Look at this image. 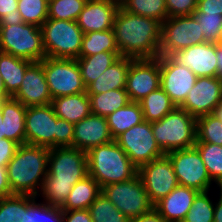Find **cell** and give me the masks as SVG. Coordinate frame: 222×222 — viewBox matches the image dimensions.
Wrapping results in <instances>:
<instances>
[{"instance_id": "52a82bcc", "label": "cell", "mask_w": 222, "mask_h": 222, "mask_svg": "<svg viewBox=\"0 0 222 222\" xmlns=\"http://www.w3.org/2000/svg\"><path fill=\"white\" fill-rule=\"evenodd\" d=\"M0 51L31 62L45 57L42 29L34 24L0 25Z\"/></svg>"}, {"instance_id": "816d5d0a", "label": "cell", "mask_w": 222, "mask_h": 222, "mask_svg": "<svg viewBox=\"0 0 222 222\" xmlns=\"http://www.w3.org/2000/svg\"><path fill=\"white\" fill-rule=\"evenodd\" d=\"M215 195L217 196V198L215 199L213 222H222V195L218 192Z\"/></svg>"}, {"instance_id": "5b68a950", "label": "cell", "mask_w": 222, "mask_h": 222, "mask_svg": "<svg viewBox=\"0 0 222 222\" xmlns=\"http://www.w3.org/2000/svg\"><path fill=\"white\" fill-rule=\"evenodd\" d=\"M157 145L167 154L194 147L197 141V118L186 110L175 107L159 121L151 122Z\"/></svg>"}, {"instance_id": "f546056e", "label": "cell", "mask_w": 222, "mask_h": 222, "mask_svg": "<svg viewBox=\"0 0 222 222\" xmlns=\"http://www.w3.org/2000/svg\"><path fill=\"white\" fill-rule=\"evenodd\" d=\"M23 222H64L63 210L41 201L38 197L24 195Z\"/></svg>"}, {"instance_id": "b9f144b4", "label": "cell", "mask_w": 222, "mask_h": 222, "mask_svg": "<svg viewBox=\"0 0 222 222\" xmlns=\"http://www.w3.org/2000/svg\"><path fill=\"white\" fill-rule=\"evenodd\" d=\"M193 16L200 23V28L204 34L205 42L215 44L219 43L222 15L199 13L196 10L193 13Z\"/></svg>"}, {"instance_id": "681fc988", "label": "cell", "mask_w": 222, "mask_h": 222, "mask_svg": "<svg viewBox=\"0 0 222 222\" xmlns=\"http://www.w3.org/2000/svg\"><path fill=\"white\" fill-rule=\"evenodd\" d=\"M11 195L13 194L8 182L7 168L0 166V199Z\"/></svg>"}, {"instance_id": "91938a15", "label": "cell", "mask_w": 222, "mask_h": 222, "mask_svg": "<svg viewBox=\"0 0 222 222\" xmlns=\"http://www.w3.org/2000/svg\"><path fill=\"white\" fill-rule=\"evenodd\" d=\"M219 43H222V25H221V29H220V40Z\"/></svg>"}, {"instance_id": "7dc6e473", "label": "cell", "mask_w": 222, "mask_h": 222, "mask_svg": "<svg viewBox=\"0 0 222 222\" xmlns=\"http://www.w3.org/2000/svg\"><path fill=\"white\" fill-rule=\"evenodd\" d=\"M197 11L199 13L222 15V0H198Z\"/></svg>"}, {"instance_id": "2e32d148", "label": "cell", "mask_w": 222, "mask_h": 222, "mask_svg": "<svg viewBox=\"0 0 222 222\" xmlns=\"http://www.w3.org/2000/svg\"><path fill=\"white\" fill-rule=\"evenodd\" d=\"M192 70L176 63L170 56L160 55V87L179 107L197 81Z\"/></svg>"}, {"instance_id": "484cf974", "label": "cell", "mask_w": 222, "mask_h": 222, "mask_svg": "<svg viewBox=\"0 0 222 222\" xmlns=\"http://www.w3.org/2000/svg\"><path fill=\"white\" fill-rule=\"evenodd\" d=\"M32 62L0 51V74L5 90L12 97L21 86L26 69Z\"/></svg>"}, {"instance_id": "c3c4849f", "label": "cell", "mask_w": 222, "mask_h": 222, "mask_svg": "<svg viewBox=\"0 0 222 222\" xmlns=\"http://www.w3.org/2000/svg\"><path fill=\"white\" fill-rule=\"evenodd\" d=\"M64 222H93L88 209L63 210Z\"/></svg>"}, {"instance_id": "7bdbcfd3", "label": "cell", "mask_w": 222, "mask_h": 222, "mask_svg": "<svg viewBox=\"0 0 222 222\" xmlns=\"http://www.w3.org/2000/svg\"><path fill=\"white\" fill-rule=\"evenodd\" d=\"M23 22L18 11V0H0V25H17Z\"/></svg>"}, {"instance_id": "1f68e13d", "label": "cell", "mask_w": 222, "mask_h": 222, "mask_svg": "<svg viewBox=\"0 0 222 222\" xmlns=\"http://www.w3.org/2000/svg\"><path fill=\"white\" fill-rule=\"evenodd\" d=\"M139 104L143 112V118L148 122L161 120L176 107L161 87L143 98Z\"/></svg>"}, {"instance_id": "3957f363", "label": "cell", "mask_w": 222, "mask_h": 222, "mask_svg": "<svg viewBox=\"0 0 222 222\" xmlns=\"http://www.w3.org/2000/svg\"><path fill=\"white\" fill-rule=\"evenodd\" d=\"M49 153L45 146H18L6 167L12 194L38 196L47 175Z\"/></svg>"}, {"instance_id": "60d3db41", "label": "cell", "mask_w": 222, "mask_h": 222, "mask_svg": "<svg viewBox=\"0 0 222 222\" xmlns=\"http://www.w3.org/2000/svg\"><path fill=\"white\" fill-rule=\"evenodd\" d=\"M24 195L13 194L0 199V222H23Z\"/></svg>"}, {"instance_id": "f5cc1de1", "label": "cell", "mask_w": 222, "mask_h": 222, "mask_svg": "<svg viewBox=\"0 0 222 222\" xmlns=\"http://www.w3.org/2000/svg\"><path fill=\"white\" fill-rule=\"evenodd\" d=\"M217 77L222 75V43H216Z\"/></svg>"}, {"instance_id": "9f6ffc18", "label": "cell", "mask_w": 222, "mask_h": 222, "mask_svg": "<svg viewBox=\"0 0 222 222\" xmlns=\"http://www.w3.org/2000/svg\"><path fill=\"white\" fill-rule=\"evenodd\" d=\"M5 138L4 128H3V118H2V111L0 109V139Z\"/></svg>"}, {"instance_id": "6125c7cd", "label": "cell", "mask_w": 222, "mask_h": 222, "mask_svg": "<svg viewBox=\"0 0 222 222\" xmlns=\"http://www.w3.org/2000/svg\"><path fill=\"white\" fill-rule=\"evenodd\" d=\"M114 1H116L117 3H122L123 2V0H114Z\"/></svg>"}, {"instance_id": "680465c9", "label": "cell", "mask_w": 222, "mask_h": 222, "mask_svg": "<svg viewBox=\"0 0 222 222\" xmlns=\"http://www.w3.org/2000/svg\"><path fill=\"white\" fill-rule=\"evenodd\" d=\"M216 187H218L216 188L217 189L216 192H219V194L222 195V181L219 184H217Z\"/></svg>"}, {"instance_id": "8d00e7d4", "label": "cell", "mask_w": 222, "mask_h": 222, "mask_svg": "<svg viewBox=\"0 0 222 222\" xmlns=\"http://www.w3.org/2000/svg\"><path fill=\"white\" fill-rule=\"evenodd\" d=\"M93 222H130L102 193L88 208Z\"/></svg>"}, {"instance_id": "83f0119b", "label": "cell", "mask_w": 222, "mask_h": 222, "mask_svg": "<svg viewBox=\"0 0 222 222\" xmlns=\"http://www.w3.org/2000/svg\"><path fill=\"white\" fill-rule=\"evenodd\" d=\"M120 57L119 52L105 51L92 56H79L76 60L86 88Z\"/></svg>"}, {"instance_id": "f35d334b", "label": "cell", "mask_w": 222, "mask_h": 222, "mask_svg": "<svg viewBox=\"0 0 222 222\" xmlns=\"http://www.w3.org/2000/svg\"><path fill=\"white\" fill-rule=\"evenodd\" d=\"M197 141L222 146V122L212 114L197 118Z\"/></svg>"}, {"instance_id": "11a10c76", "label": "cell", "mask_w": 222, "mask_h": 222, "mask_svg": "<svg viewBox=\"0 0 222 222\" xmlns=\"http://www.w3.org/2000/svg\"><path fill=\"white\" fill-rule=\"evenodd\" d=\"M0 96H10L5 90V85L3 78L1 77V74H0Z\"/></svg>"}, {"instance_id": "e575fe53", "label": "cell", "mask_w": 222, "mask_h": 222, "mask_svg": "<svg viewBox=\"0 0 222 222\" xmlns=\"http://www.w3.org/2000/svg\"><path fill=\"white\" fill-rule=\"evenodd\" d=\"M194 147L207 168L212 182L217 185L222 181V146L207 142H196Z\"/></svg>"}, {"instance_id": "44dd1931", "label": "cell", "mask_w": 222, "mask_h": 222, "mask_svg": "<svg viewBox=\"0 0 222 222\" xmlns=\"http://www.w3.org/2000/svg\"><path fill=\"white\" fill-rule=\"evenodd\" d=\"M107 119L90 114L80 122L74 124L73 147L88 151L89 149L112 142Z\"/></svg>"}, {"instance_id": "7a4b0ae2", "label": "cell", "mask_w": 222, "mask_h": 222, "mask_svg": "<svg viewBox=\"0 0 222 222\" xmlns=\"http://www.w3.org/2000/svg\"><path fill=\"white\" fill-rule=\"evenodd\" d=\"M120 56L152 59L160 56L162 23L123 9L117 11L113 24Z\"/></svg>"}, {"instance_id": "5bb4252c", "label": "cell", "mask_w": 222, "mask_h": 222, "mask_svg": "<svg viewBox=\"0 0 222 222\" xmlns=\"http://www.w3.org/2000/svg\"><path fill=\"white\" fill-rule=\"evenodd\" d=\"M25 135L28 145L55 147V135H58V116L51 104L27 107Z\"/></svg>"}, {"instance_id": "603a6c76", "label": "cell", "mask_w": 222, "mask_h": 222, "mask_svg": "<svg viewBox=\"0 0 222 222\" xmlns=\"http://www.w3.org/2000/svg\"><path fill=\"white\" fill-rule=\"evenodd\" d=\"M132 60L133 58L121 56L86 88V93L101 94L110 90L125 89Z\"/></svg>"}, {"instance_id": "cb8c5ba5", "label": "cell", "mask_w": 222, "mask_h": 222, "mask_svg": "<svg viewBox=\"0 0 222 222\" xmlns=\"http://www.w3.org/2000/svg\"><path fill=\"white\" fill-rule=\"evenodd\" d=\"M5 138L18 145L26 144L25 115L27 107L12 97L1 107Z\"/></svg>"}, {"instance_id": "7402d4cb", "label": "cell", "mask_w": 222, "mask_h": 222, "mask_svg": "<svg viewBox=\"0 0 222 222\" xmlns=\"http://www.w3.org/2000/svg\"><path fill=\"white\" fill-rule=\"evenodd\" d=\"M198 193L195 189L178 185L166 197L156 203L153 208L167 222H182Z\"/></svg>"}, {"instance_id": "f1b7e54d", "label": "cell", "mask_w": 222, "mask_h": 222, "mask_svg": "<svg viewBox=\"0 0 222 222\" xmlns=\"http://www.w3.org/2000/svg\"><path fill=\"white\" fill-rule=\"evenodd\" d=\"M106 119L114 140L126 130L144 121L139 102L131 101L126 106L109 114Z\"/></svg>"}, {"instance_id": "db71d44e", "label": "cell", "mask_w": 222, "mask_h": 222, "mask_svg": "<svg viewBox=\"0 0 222 222\" xmlns=\"http://www.w3.org/2000/svg\"><path fill=\"white\" fill-rule=\"evenodd\" d=\"M211 114L222 122V101L213 109Z\"/></svg>"}, {"instance_id": "d590c367", "label": "cell", "mask_w": 222, "mask_h": 222, "mask_svg": "<svg viewBox=\"0 0 222 222\" xmlns=\"http://www.w3.org/2000/svg\"><path fill=\"white\" fill-rule=\"evenodd\" d=\"M214 190L199 192L193 200V204L182 222H213L215 198Z\"/></svg>"}, {"instance_id": "277c9868", "label": "cell", "mask_w": 222, "mask_h": 222, "mask_svg": "<svg viewBox=\"0 0 222 222\" xmlns=\"http://www.w3.org/2000/svg\"><path fill=\"white\" fill-rule=\"evenodd\" d=\"M86 154L88 175L93 177L100 187L130 180L138 174V168L115 140L95 146Z\"/></svg>"}, {"instance_id": "836d02e7", "label": "cell", "mask_w": 222, "mask_h": 222, "mask_svg": "<svg viewBox=\"0 0 222 222\" xmlns=\"http://www.w3.org/2000/svg\"><path fill=\"white\" fill-rule=\"evenodd\" d=\"M120 6L130 13L153 18L161 23L168 18L166 0H123Z\"/></svg>"}, {"instance_id": "d6986e66", "label": "cell", "mask_w": 222, "mask_h": 222, "mask_svg": "<svg viewBox=\"0 0 222 222\" xmlns=\"http://www.w3.org/2000/svg\"><path fill=\"white\" fill-rule=\"evenodd\" d=\"M170 57L178 64L193 71L197 77L217 76L215 43H201L175 51Z\"/></svg>"}, {"instance_id": "f907efd6", "label": "cell", "mask_w": 222, "mask_h": 222, "mask_svg": "<svg viewBox=\"0 0 222 222\" xmlns=\"http://www.w3.org/2000/svg\"><path fill=\"white\" fill-rule=\"evenodd\" d=\"M130 222H167L154 208L139 217L130 219Z\"/></svg>"}, {"instance_id": "6f0895ef", "label": "cell", "mask_w": 222, "mask_h": 222, "mask_svg": "<svg viewBox=\"0 0 222 222\" xmlns=\"http://www.w3.org/2000/svg\"><path fill=\"white\" fill-rule=\"evenodd\" d=\"M9 98H11V96H0V109L2 107V104Z\"/></svg>"}, {"instance_id": "9c48e42d", "label": "cell", "mask_w": 222, "mask_h": 222, "mask_svg": "<svg viewBox=\"0 0 222 222\" xmlns=\"http://www.w3.org/2000/svg\"><path fill=\"white\" fill-rule=\"evenodd\" d=\"M45 78L52 99L86 92L76 59H43Z\"/></svg>"}, {"instance_id": "4fadbf2b", "label": "cell", "mask_w": 222, "mask_h": 222, "mask_svg": "<svg viewBox=\"0 0 222 222\" xmlns=\"http://www.w3.org/2000/svg\"><path fill=\"white\" fill-rule=\"evenodd\" d=\"M138 174L153 206L179 185L172 162L166 154L142 165Z\"/></svg>"}, {"instance_id": "8fae6325", "label": "cell", "mask_w": 222, "mask_h": 222, "mask_svg": "<svg viewBox=\"0 0 222 222\" xmlns=\"http://www.w3.org/2000/svg\"><path fill=\"white\" fill-rule=\"evenodd\" d=\"M173 165L178 183L197 190L206 192L217 188L212 182L207 168L195 148L172 151L166 154Z\"/></svg>"}, {"instance_id": "ba28073f", "label": "cell", "mask_w": 222, "mask_h": 222, "mask_svg": "<svg viewBox=\"0 0 222 222\" xmlns=\"http://www.w3.org/2000/svg\"><path fill=\"white\" fill-rule=\"evenodd\" d=\"M101 193L129 219L139 217L153 208L139 174L127 181L105 185L101 187Z\"/></svg>"}, {"instance_id": "ee69618b", "label": "cell", "mask_w": 222, "mask_h": 222, "mask_svg": "<svg viewBox=\"0 0 222 222\" xmlns=\"http://www.w3.org/2000/svg\"><path fill=\"white\" fill-rule=\"evenodd\" d=\"M198 0H166L168 17L191 16L197 10Z\"/></svg>"}, {"instance_id": "8992f818", "label": "cell", "mask_w": 222, "mask_h": 222, "mask_svg": "<svg viewBox=\"0 0 222 222\" xmlns=\"http://www.w3.org/2000/svg\"><path fill=\"white\" fill-rule=\"evenodd\" d=\"M41 29L46 57L79 58L84 33L77 21L48 18Z\"/></svg>"}, {"instance_id": "bcb514c9", "label": "cell", "mask_w": 222, "mask_h": 222, "mask_svg": "<svg viewBox=\"0 0 222 222\" xmlns=\"http://www.w3.org/2000/svg\"><path fill=\"white\" fill-rule=\"evenodd\" d=\"M18 144L12 140L0 139V166L7 167L9 161L14 157Z\"/></svg>"}, {"instance_id": "e0dca14e", "label": "cell", "mask_w": 222, "mask_h": 222, "mask_svg": "<svg viewBox=\"0 0 222 222\" xmlns=\"http://www.w3.org/2000/svg\"><path fill=\"white\" fill-rule=\"evenodd\" d=\"M222 101L219 77H198L184 102L179 106L195 118L211 114Z\"/></svg>"}, {"instance_id": "d4e9b609", "label": "cell", "mask_w": 222, "mask_h": 222, "mask_svg": "<svg viewBox=\"0 0 222 222\" xmlns=\"http://www.w3.org/2000/svg\"><path fill=\"white\" fill-rule=\"evenodd\" d=\"M51 105L55 114L70 123H78L91 114L90 99L86 92L56 97Z\"/></svg>"}, {"instance_id": "9a60e30c", "label": "cell", "mask_w": 222, "mask_h": 222, "mask_svg": "<svg viewBox=\"0 0 222 222\" xmlns=\"http://www.w3.org/2000/svg\"><path fill=\"white\" fill-rule=\"evenodd\" d=\"M160 87V56L131 61L125 91L131 102H140Z\"/></svg>"}, {"instance_id": "ac0fdd59", "label": "cell", "mask_w": 222, "mask_h": 222, "mask_svg": "<svg viewBox=\"0 0 222 222\" xmlns=\"http://www.w3.org/2000/svg\"><path fill=\"white\" fill-rule=\"evenodd\" d=\"M12 98L25 107L51 104L52 97L45 78L43 60L32 62L28 66L21 86Z\"/></svg>"}, {"instance_id": "94428289", "label": "cell", "mask_w": 222, "mask_h": 222, "mask_svg": "<svg viewBox=\"0 0 222 222\" xmlns=\"http://www.w3.org/2000/svg\"><path fill=\"white\" fill-rule=\"evenodd\" d=\"M219 80H220V83H221V92H222V75L219 76Z\"/></svg>"}, {"instance_id": "f6af8a7d", "label": "cell", "mask_w": 222, "mask_h": 222, "mask_svg": "<svg viewBox=\"0 0 222 222\" xmlns=\"http://www.w3.org/2000/svg\"><path fill=\"white\" fill-rule=\"evenodd\" d=\"M74 124L58 117V135H55V147H73Z\"/></svg>"}, {"instance_id": "d6a6232c", "label": "cell", "mask_w": 222, "mask_h": 222, "mask_svg": "<svg viewBox=\"0 0 222 222\" xmlns=\"http://www.w3.org/2000/svg\"><path fill=\"white\" fill-rule=\"evenodd\" d=\"M104 51L119 52L113 29L84 34L80 56H92Z\"/></svg>"}, {"instance_id": "4316f807", "label": "cell", "mask_w": 222, "mask_h": 222, "mask_svg": "<svg viewBox=\"0 0 222 222\" xmlns=\"http://www.w3.org/2000/svg\"><path fill=\"white\" fill-rule=\"evenodd\" d=\"M101 194V187L91 176L75 183L61 208L62 210L88 209L91 203Z\"/></svg>"}, {"instance_id": "6da1fadb", "label": "cell", "mask_w": 222, "mask_h": 222, "mask_svg": "<svg viewBox=\"0 0 222 222\" xmlns=\"http://www.w3.org/2000/svg\"><path fill=\"white\" fill-rule=\"evenodd\" d=\"M88 176L86 151L72 146L50 148L47 175L38 198L62 208L75 183Z\"/></svg>"}, {"instance_id": "4dcf8cb0", "label": "cell", "mask_w": 222, "mask_h": 222, "mask_svg": "<svg viewBox=\"0 0 222 222\" xmlns=\"http://www.w3.org/2000/svg\"><path fill=\"white\" fill-rule=\"evenodd\" d=\"M88 96L91 113L105 118L130 102L125 89L110 90L101 94H88Z\"/></svg>"}, {"instance_id": "7c38bea8", "label": "cell", "mask_w": 222, "mask_h": 222, "mask_svg": "<svg viewBox=\"0 0 222 222\" xmlns=\"http://www.w3.org/2000/svg\"><path fill=\"white\" fill-rule=\"evenodd\" d=\"M115 141L138 169L165 155L154 138L151 122L145 120L123 132Z\"/></svg>"}, {"instance_id": "ab89813d", "label": "cell", "mask_w": 222, "mask_h": 222, "mask_svg": "<svg viewBox=\"0 0 222 222\" xmlns=\"http://www.w3.org/2000/svg\"><path fill=\"white\" fill-rule=\"evenodd\" d=\"M48 5L46 0H18V11L25 23L41 27L48 19Z\"/></svg>"}, {"instance_id": "74e56055", "label": "cell", "mask_w": 222, "mask_h": 222, "mask_svg": "<svg viewBox=\"0 0 222 222\" xmlns=\"http://www.w3.org/2000/svg\"><path fill=\"white\" fill-rule=\"evenodd\" d=\"M88 0H52L48 5V18L77 21Z\"/></svg>"}, {"instance_id": "ffe728a7", "label": "cell", "mask_w": 222, "mask_h": 222, "mask_svg": "<svg viewBox=\"0 0 222 222\" xmlns=\"http://www.w3.org/2000/svg\"><path fill=\"white\" fill-rule=\"evenodd\" d=\"M120 3L114 0H88L77 23L84 34L113 29Z\"/></svg>"}, {"instance_id": "30bf717a", "label": "cell", "mask_w": 222, "mask_h": 222, "mask_svg": "<svg viewBox=\"0 0 222 222\" xmlns=\"http://www.w3.org/2000/svg\"><path fill=\"white\" fill-rule=\"evenodd\" d=\"M205 43L200 23L191 16L168 17L162 22L160 55L170 56L175 51Z\"/></svg>"}]
</instances>
